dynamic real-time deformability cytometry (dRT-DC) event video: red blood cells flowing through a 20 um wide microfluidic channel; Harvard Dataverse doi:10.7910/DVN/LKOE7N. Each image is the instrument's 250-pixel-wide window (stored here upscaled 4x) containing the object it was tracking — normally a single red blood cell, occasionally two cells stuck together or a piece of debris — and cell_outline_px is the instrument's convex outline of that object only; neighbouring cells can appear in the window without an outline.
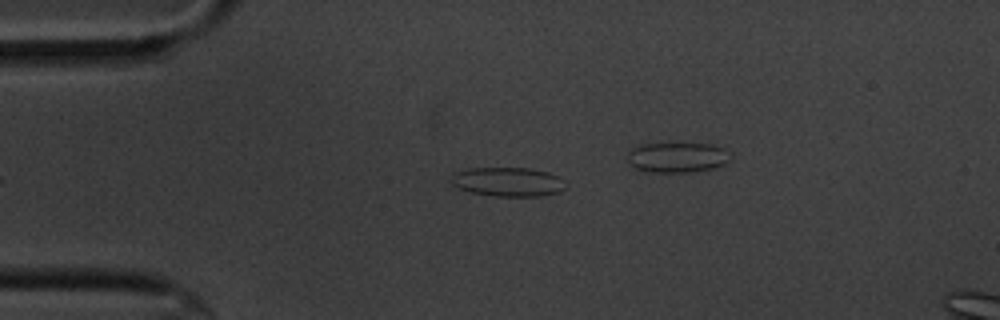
{"species": "common noctule bat (a hibernating species)", "species_latin": "Nyctalus noctula", "temperature_condition": "cold", "stored_images_in_passage": 33, "camera_frame_rate_fps": 3000, "um_per_image_px": 0.085, "animal": {"sex": "male", "body_mass_g": 20.1, "forearm_length_mm": 53.5}, "frame": {"image": 1, "passage_image": 2, "time_ms": 0.333, "image_size_px": [1000, 320], "cell_outline_px": [[568, 188], [560, 192], [540, 196], [496, 196], [472, 192], [460, 188], [452, 184], [452, 176], [456, 172], [468, 168], [528, 168], [548, 172], [560, 176], [568, 184]], "centroid_in_image_um": [43.27, 15.45], "position_along_channel_um": 41.7, "area_um2": 19.54}}
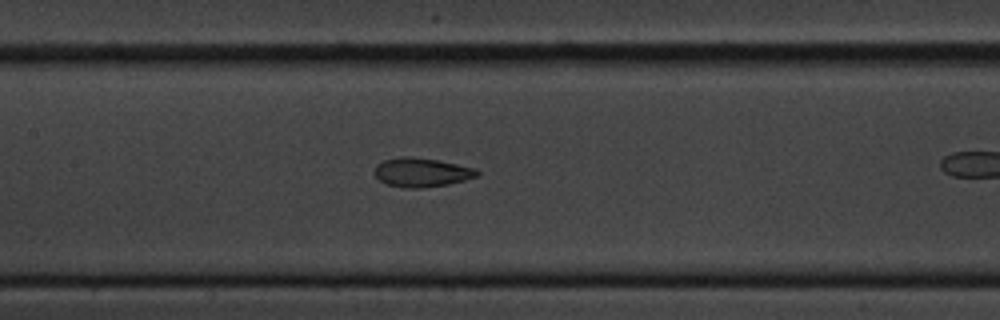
{"frame": {"image": 2, "passage_image": 15, "time_ms": 4.667, "image_size_px": [1000, 320], "cell_outline_px": [[480, 176], [448, 184], [420, 188], [404, 188], [388, 184], [380, 180], [376, 176], [376, 164], [384, 160], [400, 156], [408, 156], [436, 160], [476, 168], [480, 172]], "centroid_in_image_um": [35.87, 14.65], "position_along_channel_um": 171.5, "area_um2": 17.22}}
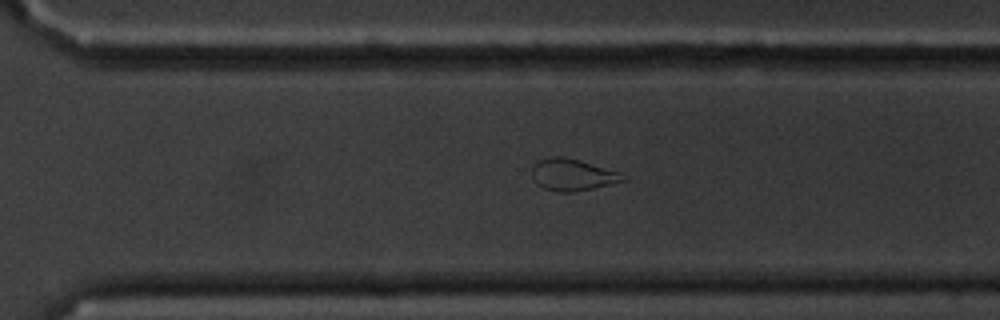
{"frame": {"image": 3, "passage_image": 28, "time_ms": 9.0, "image_size_px": [1000, 320], "cell_outline_px": [[628, 180], [592, 188], [572, 192], [560, 192], [544, 188], [536, 184], [532, 176], [532, 164], [540, 160], [552, 156], [564, 156], [580, 160], [620, 172], [628, 176]], "centroid_in_image_um": [48.67, 14.84], "position_along_channel_um": 321.9, "area_um2": 16.99}, "authors_computed_cell_mechanics": {"area_um2": 17.2244, "velocity_mm_per_s": 3.4891, "shape_relaxation_time_tau1_ms": 11.2717, "shape_relaxation_time_tau2_ms": 2.8962, "deformation_change_tau1": 0.1813, "deformation_change_tau2": 0.0865}}